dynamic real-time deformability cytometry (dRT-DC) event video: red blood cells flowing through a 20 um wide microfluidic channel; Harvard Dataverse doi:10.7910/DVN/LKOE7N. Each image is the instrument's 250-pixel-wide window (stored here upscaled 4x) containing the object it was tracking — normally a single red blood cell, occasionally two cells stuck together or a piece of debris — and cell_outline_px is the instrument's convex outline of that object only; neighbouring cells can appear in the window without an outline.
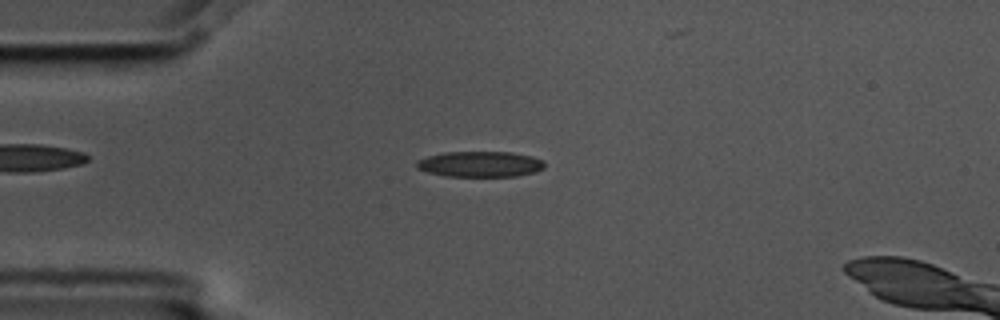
{"species": "common noctule bat (a hibernating species)", "species_latin": "Nyctalus noctula", "temperature_condition": "cold", "stored_images_in_passage": 4, "camera_frame_rate_fps": 3000, "um_per_image_px": 0.085, "animal": {"sex": "male", "body_mass_g": 17.5, "forearm_length_mm": 52.3}, "frame": {"image": 1, "passage_image": 3, "time_ms": 0.667, "image_size_px": [1000, 320], "cell_outline_px": [[544, 168], [536, 172], [516, 176], [444, 176], [428, 172], [416, 168], [416, 160], [428, 156], [444, 152], [512, 152], [532, 156], [544, 160]], "centroid_in_image_um": [40.82, 13.95], "position_along_channel_um": 44.2, "area_um2": 19.25}}